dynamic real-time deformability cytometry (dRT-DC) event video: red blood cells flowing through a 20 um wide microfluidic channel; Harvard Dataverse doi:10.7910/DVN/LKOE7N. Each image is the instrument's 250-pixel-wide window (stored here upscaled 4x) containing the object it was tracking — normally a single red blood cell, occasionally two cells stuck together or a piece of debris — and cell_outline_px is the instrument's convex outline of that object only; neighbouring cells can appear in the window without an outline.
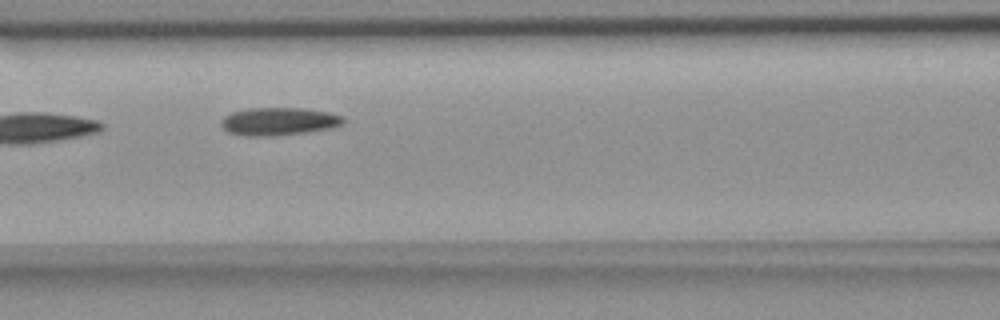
{"species": "common noctule bat (a hibernating species)", "species_latin": "Nyctalus noctula", "temperature_condition": "room temperature", "stored_images_in_passage": 8, "camera_frame_rate_fps": 3000, "um_per_image_px": 0.085, "animal": {"sex": "female", "body_mass_g": 18.4}, "frame": {"image": 1, "passage_image": 5, "time_ms": 4.667, "image_size_px": [1000, 320], "cell_outline_px": [[344, 120], [340, 124], [332, 128], [276, 136], [244, 136], [228, 132], [220, 124], [220, 120], [224, 116], [232, 112], [248, 108], [304, 108], [328, 112], [344, 116]], "centroid_in_image_um": [23.66, 10.32], "position_along_channel_um": 142.9, "area_um2": 19.88}}
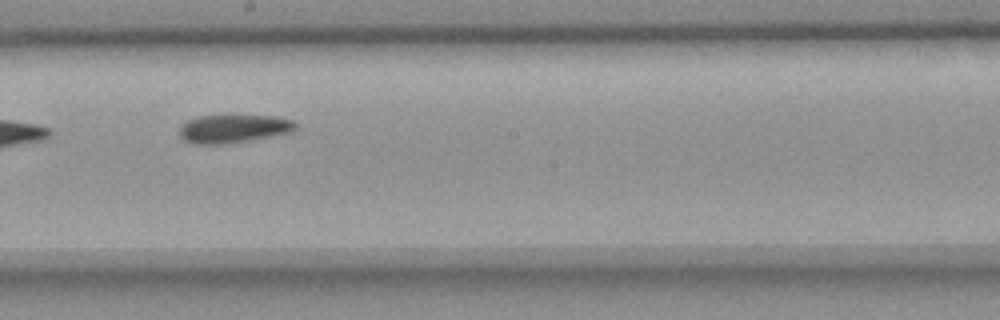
{"frame": {"image": 2, "passage_image": 7, "time_ms": 7.0, "image_size_px": [1000, 320], "cell_outline_px": [[296, 128], [292, 132], [248, 140], [220, 144], [192, 144], [184, 140], [180, 136], [180, 124], [196, 116], [272, 116], [292, 120], [296, 124]], "centroid_in_image_um": [19.79, 10.94], "position_along_channel_um": 228.4, "area_um2": 18.9}}
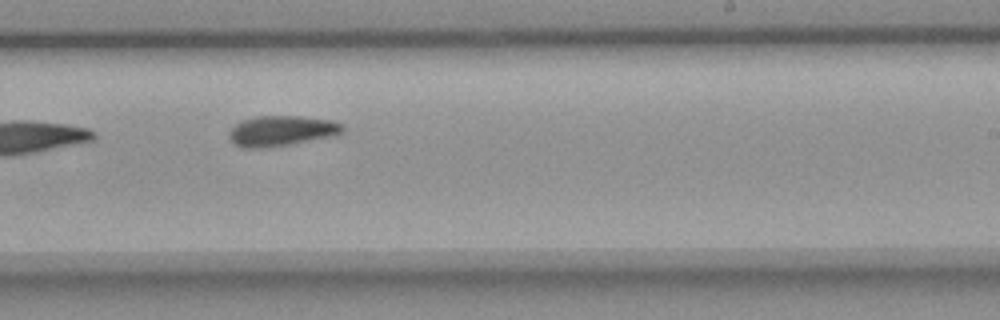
{"frame": {"image": 3, "passage_image": 8, "time_ms": 8.0, "image_size_px": [1000, 320], "cell_outline_px": [[344, 132], [328, 136], [288, 144], [264, 148], [244, 148], [232, 144], [228, 140], [228, 132], [236, 124], [244, 120], [256, 116], [300, 116], [332, 120], [344, 124]], "centroid_in_image_um": [23.87, 11.12], "position_along_channel_um": 265.1, "area_um2": 20.0}}